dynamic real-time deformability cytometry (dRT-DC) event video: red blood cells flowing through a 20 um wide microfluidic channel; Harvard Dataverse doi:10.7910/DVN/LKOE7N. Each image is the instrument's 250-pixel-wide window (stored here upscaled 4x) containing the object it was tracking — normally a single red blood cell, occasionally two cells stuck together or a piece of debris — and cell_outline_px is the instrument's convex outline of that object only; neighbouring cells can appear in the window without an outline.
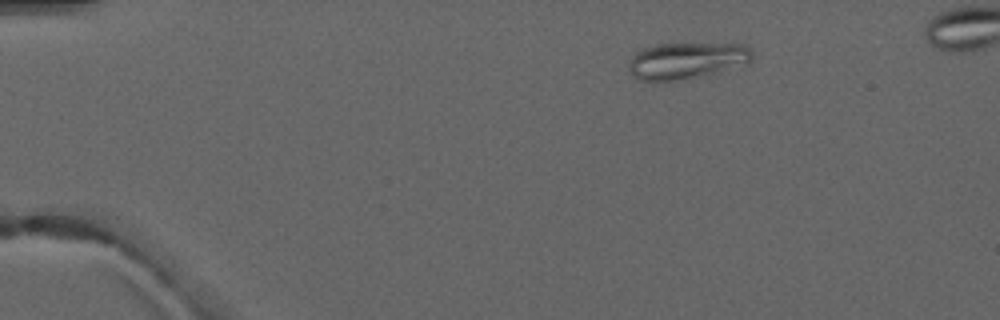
{"species": "common noctule bat (a hibernating species)", "species_latin": "Nyctalus noctula", "temperature_condition": "warm", "stored_images_in_passage": 4, "camera_frame_rate_fps": 3000, "um_per_image_px": 0.085, "animal": {"sex": "male", "forearm_length_mm": 52.5}, "frame": {"image": 1, "passage_image": 1, "time_ms": 0.0, "image_size_px": [1000, 320], "cell_outline_px": [[752, 60], [748, 64], [704, 76], [676, 80], [640, 80], [632, 76], [628, 72], [628, 64], [632, 56], [640, 48], [656, 44], [744, 44], [752, 52]], "centroid_in_image_um": [58.34, 5.15], "position_along_channel_um": 26.7, "area_um2": 26.47}}